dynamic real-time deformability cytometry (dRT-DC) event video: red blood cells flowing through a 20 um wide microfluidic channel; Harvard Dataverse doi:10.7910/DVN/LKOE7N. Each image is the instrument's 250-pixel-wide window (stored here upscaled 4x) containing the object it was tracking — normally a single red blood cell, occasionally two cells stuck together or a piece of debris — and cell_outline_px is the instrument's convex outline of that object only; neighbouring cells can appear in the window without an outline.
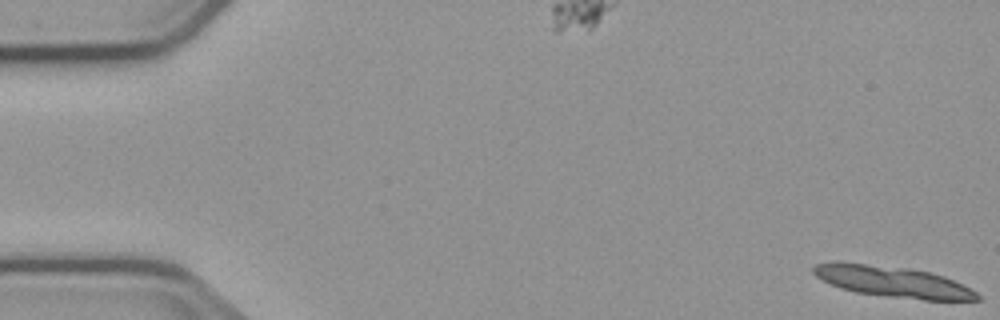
{"species": "common noctule bat (a hibernating species)", "species_latin": "Nyctalus noctula", "temperature_condition": "cold", "stored_images_in_passage": 5, "camera_frame_rate_fps": 3000, "um_per_image_px": 0.085, "animal": {"sex": "male", "body_mass_g": 23.1, "forearm_length_mm": 52.7}, "frame": {"image": 1, "passage_image": 1, "time_ms": 0.0, "image_size_px": [1000, 320], "cell_outline_px": [[980, 300], [924, 300], [888, 296], [856, 292], [840, 288], [816, 276], [812, 272], [812, 268], [816, 264], [832, 260], [840, 260], [908, 268], [928, 272], [944, 276], [976, 292], [980, 296]], "centroid_in_image_um": [75.81, 23.91], "position_along_channel_um": 9.2, "area_um2": 29.65}}